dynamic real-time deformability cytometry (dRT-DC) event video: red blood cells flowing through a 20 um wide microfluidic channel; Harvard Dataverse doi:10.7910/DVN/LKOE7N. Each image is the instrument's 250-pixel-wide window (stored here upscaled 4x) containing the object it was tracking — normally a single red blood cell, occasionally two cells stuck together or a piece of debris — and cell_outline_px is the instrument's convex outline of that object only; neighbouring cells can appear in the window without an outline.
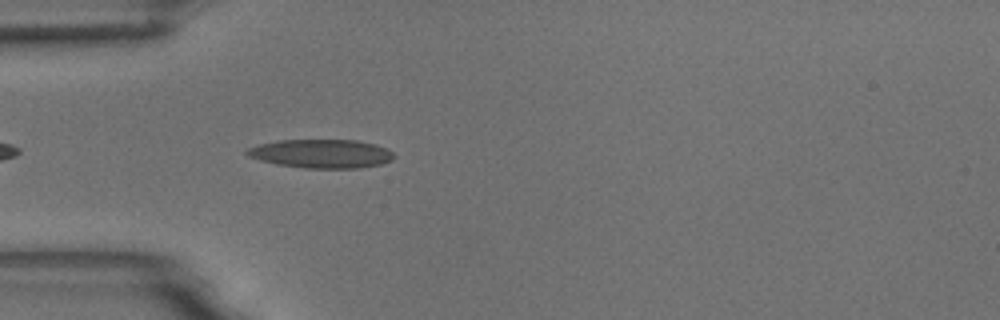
{"species": "common noctule bat (a hibernating species)", "species_latin": "Nyctalus noctula", "temperature_condition": "room temperature", "stored_images_in_passage": 22, "camera_frame_rate_fps": 3000, "um_per_image_px": 0.085, "animal": {"sex": "male", "body_mass_g": 18.8}, "frame": {"image": 1, "passage_image": 4, "time_ms": 1.0, "image_size_px": [1000, 320], "cell_outline_px": [[396, 156], [392, 160], [380, 164], [360, 168], [304, 168], [276, 164], [260, 160], [248, 156], [244, 152], [248, 148], [260, 144], [280, 140], [356, 140], [376, 144], [388, 148]], "centroid_in_image_um": [27.34, 13.06], "position_along_channel_um": 57.7, "area_um2": 24.68}}